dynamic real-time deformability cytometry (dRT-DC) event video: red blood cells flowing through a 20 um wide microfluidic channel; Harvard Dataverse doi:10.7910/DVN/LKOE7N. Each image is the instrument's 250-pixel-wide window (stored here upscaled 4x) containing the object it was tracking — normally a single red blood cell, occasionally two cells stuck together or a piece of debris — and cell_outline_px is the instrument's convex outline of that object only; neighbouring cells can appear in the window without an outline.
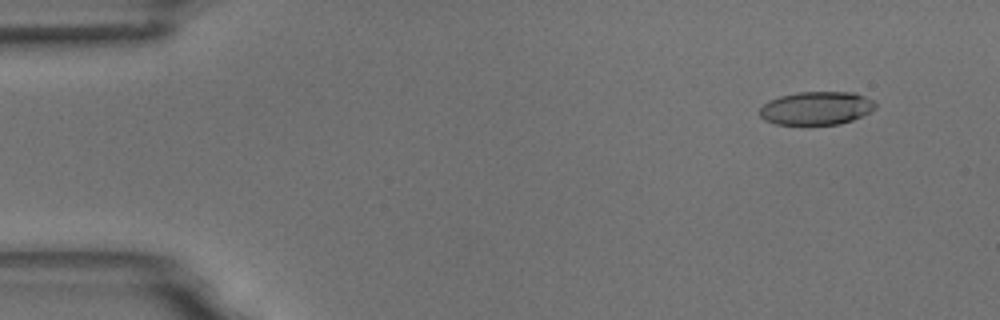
{"species": "common noctule bat (a hibernating species)", "species_latin": "Nyctalus noctula", "temperature_condition": "room temperature", "stored_images_in_passage": 30, "camera_frame_rate_fps": 3000, "um_per_image_px": 0.085, "animal": {"sex": "male", "body_mass_g": 18.8}, "frame": {"image": 1, "passage_image": 5, "time_ms": 1.333, "image_size_px": [1000, 320], "cell_outline_px": [[876, 108], [852, 120], [840, 124], [776, 124], [764, 120], [760, 116], [760, 108], [768, 100], [780, 96], [796, 92], [856, 92], [872, 100], [876, 104]], "centroid_in_image_um": [69.37, 9.18], "position_along_channel_um": 15.6, "area_um2": 22.37}}
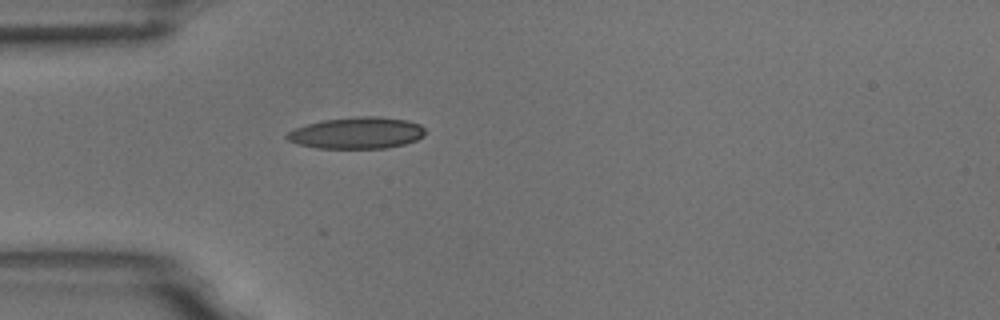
{"frame": {"image": 2, "passage_image": 16, "time_ms": 5.0, "image_size_px": [1000, 320], "cell_outline_px": [[424, 136], [416, 140], [404, 144], [384, 148], [316, 148], [296, 144], [288, 140], [284, 136], [288, 132], [296, 128], [308, 124], [324, 120], [356, 116], [380, 116], [408, 120], [420, 124], [424, 128]], "centroid_in_image_um": [30.34, 11.3], "position_along_channel_um": 54.7, "area_um2": 25.49}}
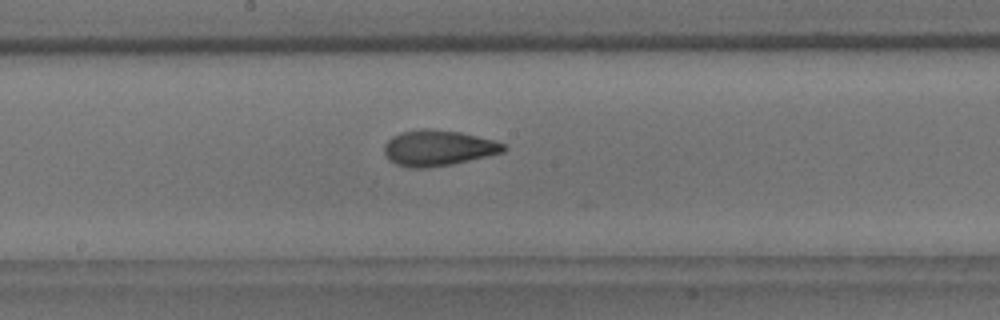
{"frame": {"image": 3, "passage_image": 29, "time_ms": 9.333, "image_size_px": [1000, 320], "cell_outline_px": [[508, 148], [504, 152], [452, 164], [428, 168], [408, 168], [396, 164], [388, 160], [384, 152], [384, 144], [392, 136], [400, 132], [424, 128], [432, 128], [460, 132], [496, 140], [504, 144]], "centroid_in_image_um": [37.23, 12.57], "position_along_channel_um": 211.0, "area_um2": 25.14}}